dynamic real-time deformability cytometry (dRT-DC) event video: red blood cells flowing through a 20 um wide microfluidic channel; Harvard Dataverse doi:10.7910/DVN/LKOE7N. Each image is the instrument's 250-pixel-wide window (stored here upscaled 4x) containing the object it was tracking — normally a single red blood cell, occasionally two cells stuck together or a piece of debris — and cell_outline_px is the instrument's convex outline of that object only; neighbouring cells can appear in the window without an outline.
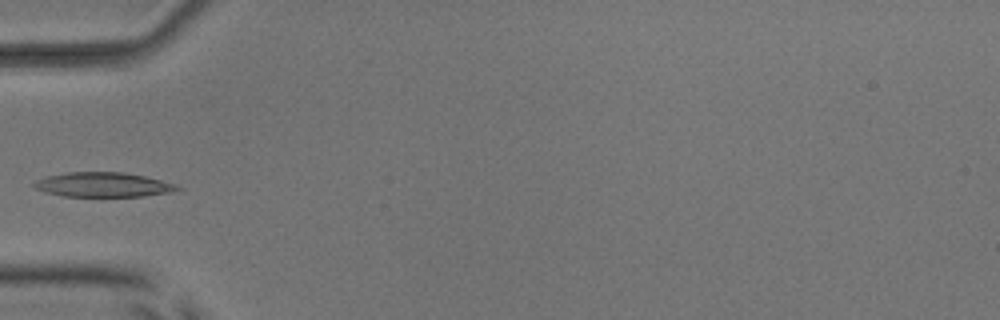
{"species": "common noctule bat (a hibernating species)", "species_latin": "Nyctalus noctula", "temperature_condition": "room temperature", "stored_images_in_passage": 7, "camera_frame_rate_fps": 3000, "um_per_image_px": 0.085, "animal": {"sex": "male", "body_mass_g": 17.9, "forearm_length_mm": 54.2}, "frame": {"image": 1, "passage_image": 6, "time_ms": 6.0, "image_size_px": [1000, 320], "cell_outline_px": [[180, 188], [172, 192], [144, 196], [64, 196], [44, 192], [36, 188], [32, 184], [36, 180], [48, 176], [64, 172], [124, 172], [144, 176], [176, 184]], "centroid_in_image_um": [8.74, 15.69], "position_along_channel_um": 76.3, "area_um2": 20.4}}
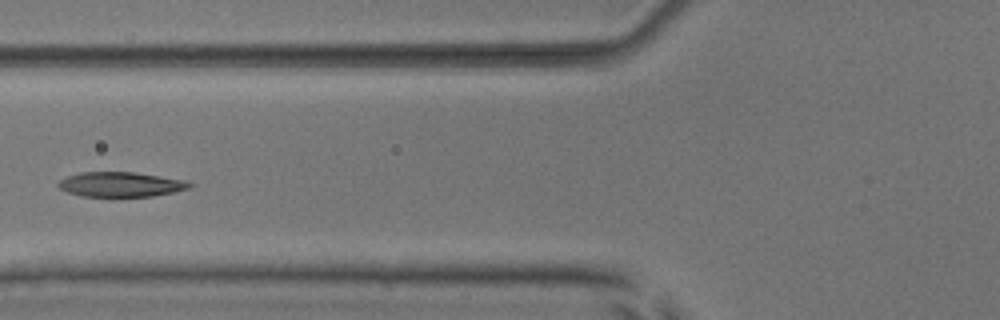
{"frame": {"image": 2, "passage_image": 7, "time_ms": 7.0, "image_size_px": [1000, 320], "cell_outline_px": [[196, 184], [192, 188], [152, 196], [80, 196], [68, 192], [60, 188], [56, 184], [60, 180], [68, 176], [80, 172], [136, 172], [184, 180]], "centroid_in_image_um": [10.29, 15.67], "position_along_channel_um": 115.5, "area_um2": 18.96}}